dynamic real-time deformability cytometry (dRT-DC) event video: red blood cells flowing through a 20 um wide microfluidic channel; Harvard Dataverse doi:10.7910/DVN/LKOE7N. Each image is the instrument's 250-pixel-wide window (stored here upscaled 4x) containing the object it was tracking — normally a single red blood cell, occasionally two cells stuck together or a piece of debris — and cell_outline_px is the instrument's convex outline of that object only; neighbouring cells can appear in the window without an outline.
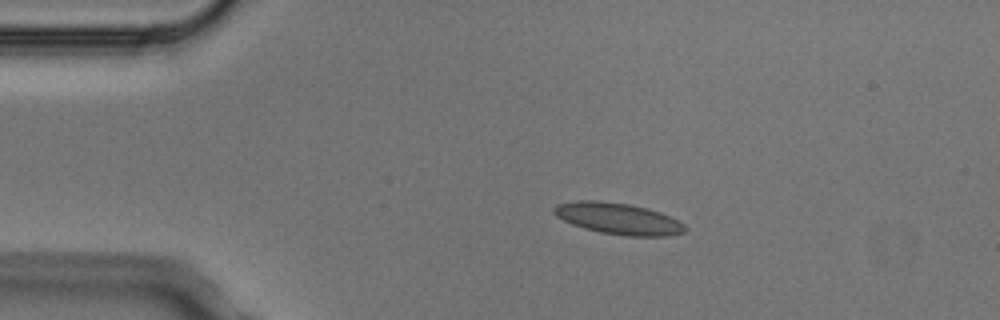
{"species": "Egyptian fruit bat (a non-hibernating species)", "species_latin": "Rousettus aegyptiacus", "temperature_condition": "cold", "stored_images_in_passage": 3, "camera_frame_rate_fps": 3000, "um_per_image_px": 0.085, "animal": {"sex": "male"}, "frame": {"image": 1, "passage_image": 1, "time_ms": 0.0, "image_size_px": [1000, 320], "cell_outline_px": [[688, 228], [684, 232], [668, 236], [628, 236], [600, 232], [584, 228], [572, 224], [556, 216], [552, 212], [552, 208], [556, 204], [576, 200], [600, 200], [628, 204], [648, 208], [660, 212], [684, 224]], "centroid_in_image_um": [52.52, 18.57], "position_along_channel_um": 32.5, "area_um2": 24.04}}
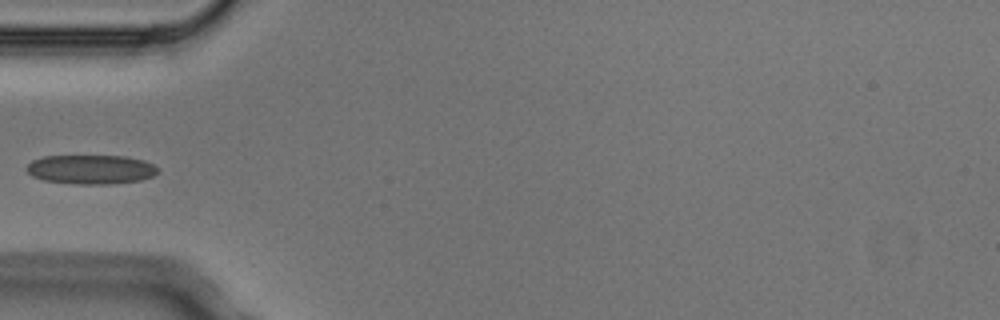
{"frame": {"image": 2, "passage_image": 3, "time_ms": 0.667, "image_size_px": [1000, 320], "cell_outline_px": [[160, 172], [152, 176], [140, 180], [108, 184], [72, 184], [44, 180], [32, 176], [24, 168], [32, 160], [44, 156], [124, 156], [144, 160], [152, 164]], "centroid_in_image_um": [7.7, 14.4], "position_along_channel_um": 77.3, "area_um2": 22.37}}